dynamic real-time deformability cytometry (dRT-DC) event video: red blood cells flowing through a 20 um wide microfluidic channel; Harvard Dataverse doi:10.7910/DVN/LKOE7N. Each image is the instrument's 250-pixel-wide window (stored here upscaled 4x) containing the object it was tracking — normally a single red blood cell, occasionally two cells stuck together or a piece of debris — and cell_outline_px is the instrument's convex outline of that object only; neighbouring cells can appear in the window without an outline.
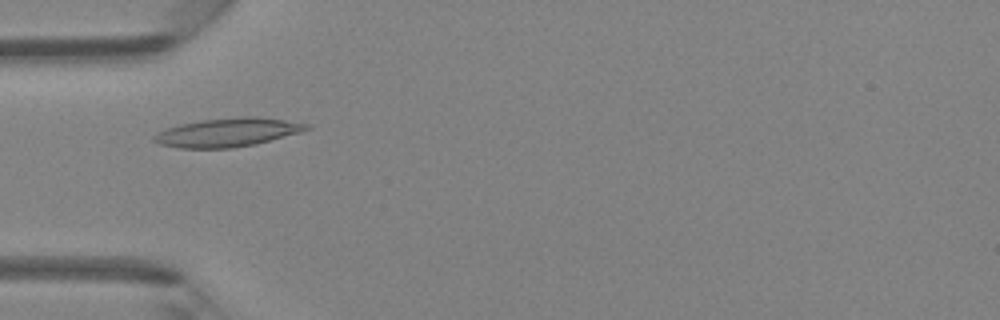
{"species": "Egyptian fruit bat (a non-hibernating species)", "species_latin": "Rousettus aegyptiacus", "temperature_condition": "room temperature", "stored_images_in_passage": 47, "camera_frame_rate_fps": 3000, "um_per_image_px": 0.085, "animal": {"sex": "female"}, "frame": {"image": 1, "passage_image": 15, "time_ms": 4.667, "image_size_px": [1000, 320], "cell_outline_px": [[312, 128], [300, 132], [256, 144], [232, 148], [180, 148], [160, 144], [152, 140], [152, 136], [156, 132], [180, 124], [200, 120], [240, 116], [252, 116], [284, 120], [312, 124]], "centroid_in_image_um": [19.35, 11.25], "position_along_channel_um": 65.7, "area_um2": 25.55}}
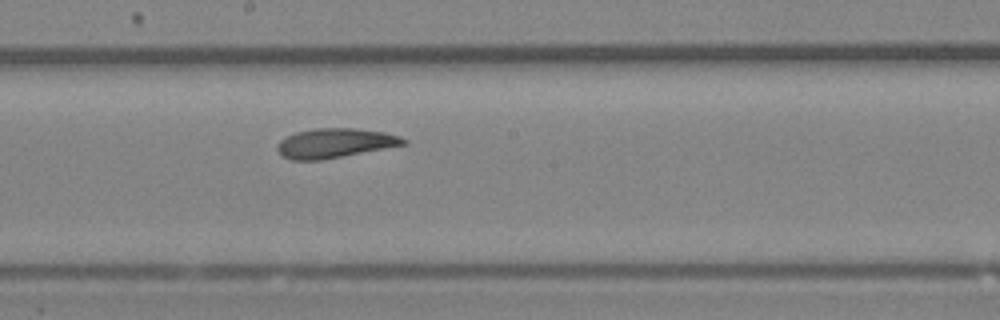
{"frame": {"image": 2, "passage_image": 26, "time_ms": 8.333, "image_size_px": [1000, 320], "cell_outline_px": [[408, 144], [320, 160], [292, 160], [284, 156], [276, 148], [276, 144], [284, 136], [296, 132], [316, 128], [356, 128], [384, 132], [400, 136], [408, 140]], "centroid_in_image_um": [28.47, 12.15], "position_along_channel_um": 219.7, "area_um2": 21.68}}
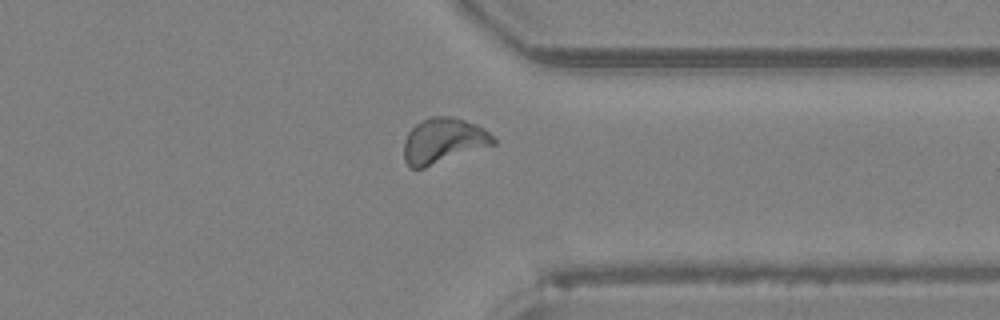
{"frame": {"image": 3, "passage_image": 37, "time_ms": 12.0, "image_size_px": [1000, 320], "cell_outline_px": [[496, 144], [424, 168], [412, 168], [404, 160], [404, 140], [408, 132], [420, 120], [432, 116], [452, 116], [476, 124], [484, 128], [496, 140]], "centroid_in_image_um": [37.68, 11.95], "position_along_channel_um": 373.7, "area_um2": 23.64}, "authors_computed_cell_mechanics": {"area_um2": 22.4264, "velocity_mm_per_s": 4.2433, "shape_relaxation_time_tau1_ms": 7.4757, "shape_relaxation_time_tau2_ms": 3.4208, "deformation_change_tau1": 0.1866, "deformation_change_tau2": 0.0969}}